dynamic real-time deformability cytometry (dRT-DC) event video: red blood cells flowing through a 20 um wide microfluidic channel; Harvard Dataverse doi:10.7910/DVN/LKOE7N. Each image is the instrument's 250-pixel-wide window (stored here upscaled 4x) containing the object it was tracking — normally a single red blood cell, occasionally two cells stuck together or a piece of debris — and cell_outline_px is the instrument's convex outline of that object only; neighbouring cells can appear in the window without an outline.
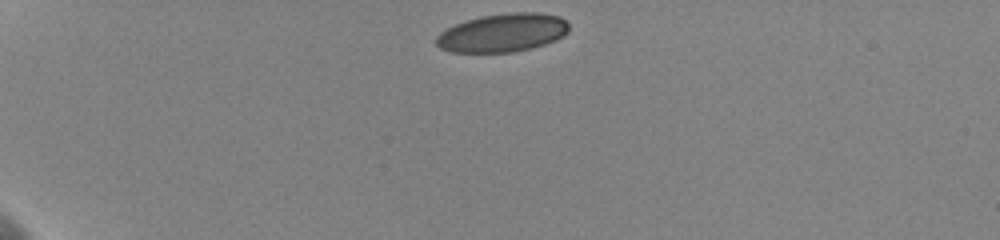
{"species": "human", "species_latin": "Homo sapiens", "temperature_condition": "cold", "stored_images_in_passage": 49, "camera_frame_rate_fps": 3000, "um_per_image_px": 0.085, "donor": {"sex": "female"}, "frame": {"image": 1, "passage_image": 1, "time_ms": 0.0, "image_size_px": [1000, 240], "cell_outline_px": [[568, 32], [564, 36], [556, 40], [532, 48], [512, 52], [452, 52], [440, 48], [436, 44], [436, 36], [440, 32], [456, 24], [468, 20], [484, 16], [512, 12], [536, 12], [560, 16], [568, 24]], "centroid_in_image_um": [42.74, 2.79], "position_along_channel_um": 42.3, "area_um2": 29.54}}
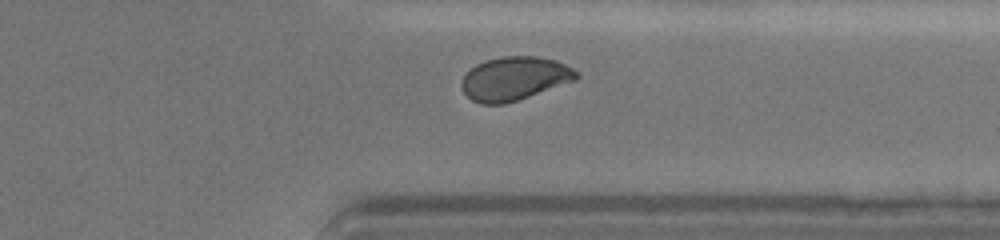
{"frame": {"image": 2, "passage_image": 43, "time_ms": 10.667, "image_size_px": [1000, 240], "cell_outline_px": [[580, 76], [576, 80], [504, 104], [480, 104], [472, 100], [464, 92], [460, 84], [460, 80], [476, 64], [484, 60], [500, 56], [536, 56], [556, 60], [580, 72]], "centroid_in_image_um": [43.72, 6.66], "position_along_channel_um": 367.7, "area_um2": 29.13}}
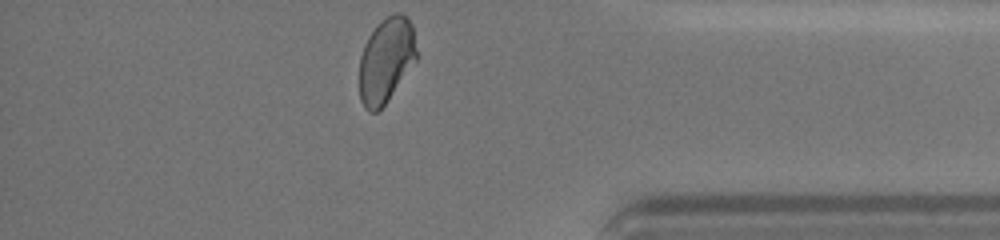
{"frame": {"image": 3, "passage_image": 49, "time_ms": 12.0, "image_size_px": [1000, 240], "cell_outline_px": [[416, 60], [388, 100], [376, 112], [368, 112], [364, 108], [360, 100], [360, 56], [364, 44], [368, 36], [376, 24], [380, 20], [396, 12], [400, 12], [412, 24], [416, 52]], "centroid_in_image_um": [32.79, 5.11], "position_along_channel_um": 402.4, "area_um2": 28.21}, "authors_computed_cell_mechanics": {"area_um2": 29.9404, "velocity_mm_per_s": 3.6365, "shape_relaxation_time_tau1_ms": null, "shape_relaxation_time_tau2_ms": 1.2857, "deformation_change_tau1": null, "deformation_change_tau2": 0.0553}}